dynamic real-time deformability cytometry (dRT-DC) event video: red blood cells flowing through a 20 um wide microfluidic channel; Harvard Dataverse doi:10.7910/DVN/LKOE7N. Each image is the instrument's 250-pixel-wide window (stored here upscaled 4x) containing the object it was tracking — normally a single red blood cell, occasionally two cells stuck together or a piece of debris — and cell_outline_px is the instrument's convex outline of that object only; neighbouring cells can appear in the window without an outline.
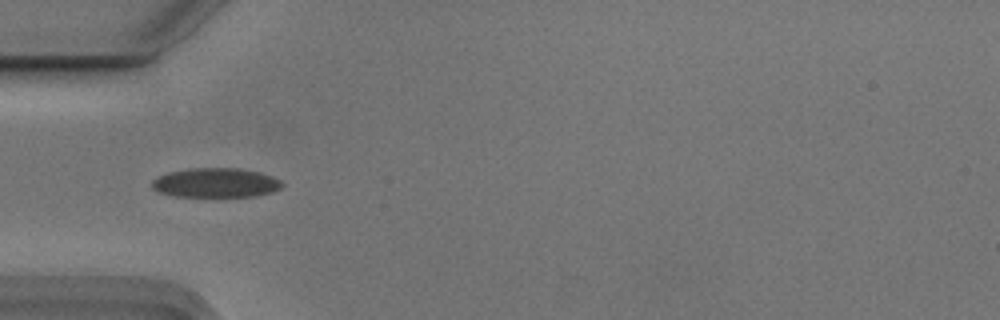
{"species": "Egyptian fruit bat (a non-hibernating species)", "species_latin": "Rousettus aegyptiacus", "temperature_condition": "cold", "stored_images_in_passage": 30, "camera_frame_rate_fps": 3000, "um_per_image_px": 0.085, "animal": {"sex": "male"}, "frame": {"image": 1, "passage_image": 2, "time_ms": 0.333, "image_size_px": [1000, 320], "cell_outline_px": [[284, 184], [280, 188], [272, 192], [256, 196], [172, 196], [160, 192], [152, 188], [152, 180], [156, 176], [168, 172], [192, 168], [236, 168], [260, 172], [272, 176], [280, 180]], "centroid_in_image_um": [18.33, 15.53], "position_along_channel_um": 66.7, "area_um2": 22.31}}
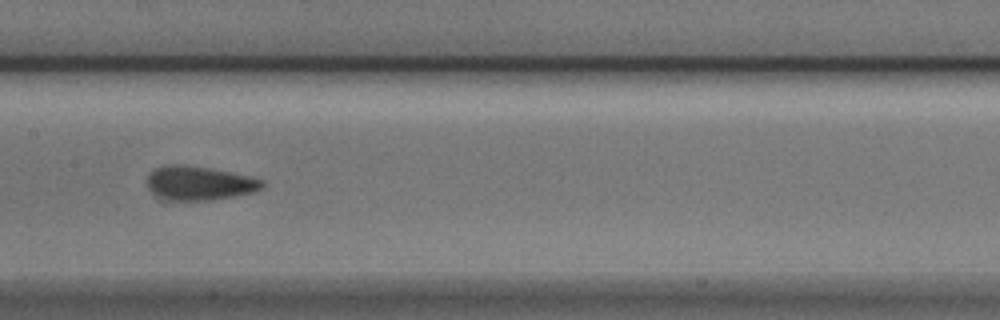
{"frame": {"image": 2, "passage_image": 12, "time_ms": 3.667, "image_size_px": [1000, 320], "cell_outline_px": [[264, 188], [252, 192], [236, 196], [212, 200], [156, 200], [152, 196], [148, 188], [148, 172], [156, 168], [168, 164], [176, 164], [208, 168], [248, 176], [264, 180]], "centroid_in_image_um": [16.87, 15.59], "position_along_channel_um": 190.5, "area_um2": 23.06}}
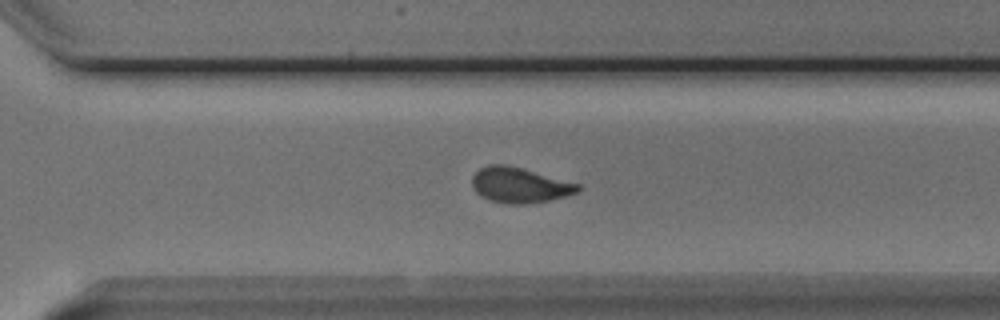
{"frame": {"image": 3, "passage_image": 23, "time_ms": 7.333, "image_size_px": [1000, 320], "cell_outline_px": [[584, 188], [580, 192], [548, 200], [524, 204], [508, 204], [488, 200], [480, 196], [476, 192], [472, 184], [472, 176], [480, 168], [488, 164], [504, 164], [520, 168], [580, 184]], "centroid_in_image_um": [44.16, 15.74], "position_along_channel_um": 326.4, "area_um2": 21.73}}